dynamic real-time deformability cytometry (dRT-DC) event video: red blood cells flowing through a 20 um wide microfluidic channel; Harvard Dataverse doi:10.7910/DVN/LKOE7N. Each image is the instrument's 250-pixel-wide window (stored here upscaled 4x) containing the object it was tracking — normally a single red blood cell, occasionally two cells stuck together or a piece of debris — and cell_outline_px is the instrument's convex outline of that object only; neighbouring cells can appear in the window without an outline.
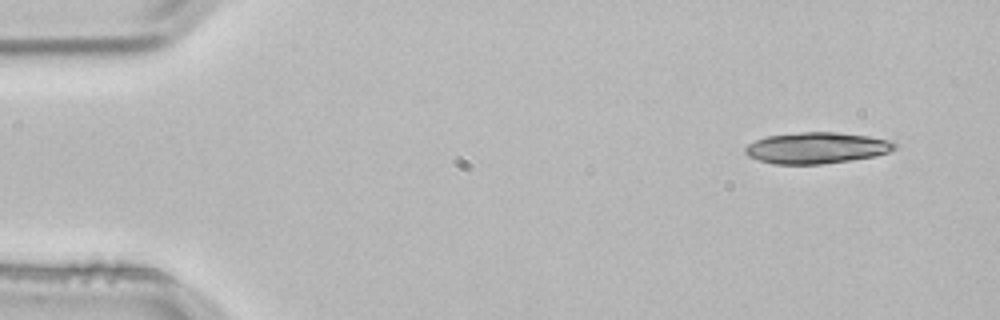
{"species": "common noctule bat (a hibernating species)", "species_latin": "Nyctalus noctula", "temperature_condition": "room temperature", "stored_images_in_passage": 3, "camera_frame_rate_fps": 3000, "um_per_image_px": 0.085, "animal": {"sex": "male", "body_mass_g": 21.5, "forearm_length_mm": 52.0}, "frame": {"image": 1, "passage_image": 1, "time_ms": 0.0, "image_size_px": [1000, 320], "cell_outline_px": [[896, 148], [888, 152], [876, 156], [852, 160], [820, 164], [772, 164], [748, 156], [744, 152], [744, 148], [748, 144], [756, 140], [768, 136], [800, 132], [836, 132], [868, 136], [888, 140], [896, 144]], "centroid_in_image_um": [69.4, 12.57], "position_along_channel_um": 15.6, "area_um2": 27.11}}